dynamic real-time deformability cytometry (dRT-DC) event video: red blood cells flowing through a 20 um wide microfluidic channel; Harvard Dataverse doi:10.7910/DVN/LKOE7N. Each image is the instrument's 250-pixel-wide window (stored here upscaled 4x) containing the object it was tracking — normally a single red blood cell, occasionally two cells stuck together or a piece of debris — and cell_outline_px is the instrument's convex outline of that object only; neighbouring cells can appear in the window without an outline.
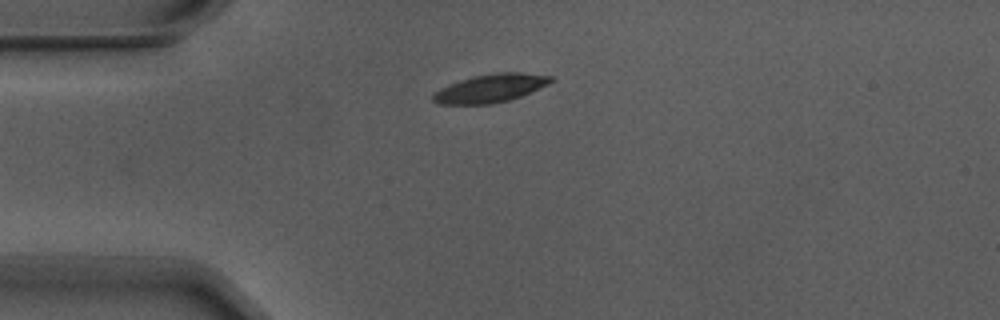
{"species": "Egyptian fruit bat (a non-hibernating species)", "species_latin": "Rousettus aegyptiacus", "temperature_condition": "warm", "stored_images_in_passage": 1, "camera_frame_rate_fps": 3000, "um_per_image_px": 0.085, "animal": {"sex": "male"}, "frame": {"image": 1, "passage_image": 1, "time_ms": 0.0, "image_size_px": [1000, 320], "cell_outline_px": [[552, 80], [548, 84], [520, 96], [508, 100], [492, 104], [436, 104], [432, 100], [432, 96], [440, 88], [460, 80], [476, 76], [496, 72], [520, 72], [552, 76]], "centroid_in_image_um": [41.66, 7.5], "position_along_channel_um": 43.3, "area_um2": 19.13}}